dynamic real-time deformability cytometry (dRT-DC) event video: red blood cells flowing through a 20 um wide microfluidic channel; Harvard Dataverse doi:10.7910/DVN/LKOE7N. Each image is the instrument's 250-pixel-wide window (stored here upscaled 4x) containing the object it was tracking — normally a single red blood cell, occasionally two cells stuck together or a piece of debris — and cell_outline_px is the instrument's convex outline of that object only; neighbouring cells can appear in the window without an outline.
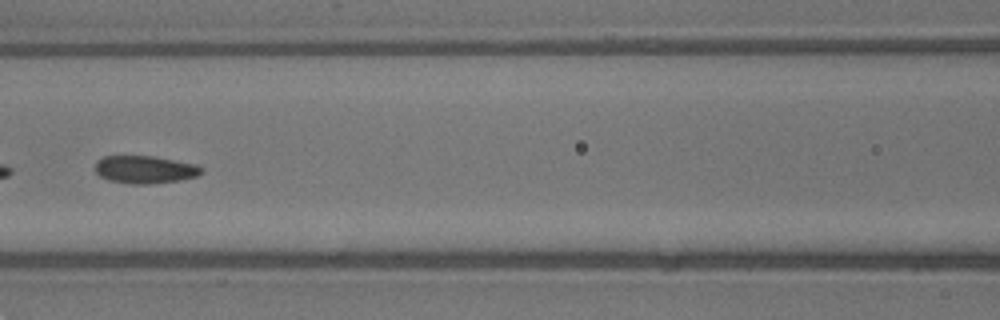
{"species": "common noctule bat (a hibernating species)", "species_latin": "Nyctalus noctula", "temperature_condition": "warm", "stored_images_in_passage": 38, "segment_of_instrument_passage": [2, 2], "camera_frame_rate_fps": 3000, "um_per_image_px": 0.085, "animal": {"sex": "male", "body_mass_g": 13.3}, "frame": {"image": 1, "passage_image": 25, "time_ms": 8.0, "image_size_px": [1000, 320], "cell_outline_px": [[204, 172], [196, 176], [180, 180], [152, 184], [132, 184], [108, 180], [100, 176], [96, 172], [96, 160], [104, 156], [156, 156], [196, 164], [204, 168]], "centroid_in_image_um": [12.35, 14.41], "position_along_channel_um": 154.3, "area_um2": 17.34}}
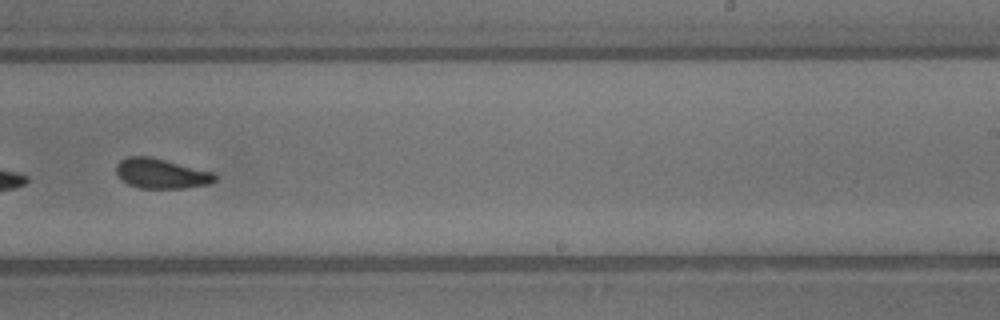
{"frame": {"image": 2, "passage_image": 34, "time_ms": 11.0, "image_size_px": [1000, 320], "cell_outline_px": [[216, 180], [208, 184], [184, 188], [140, 188], [128, 184], [116, 172], [116, 164], [120, 160], [128, 156], [148, 156], [212, 172], [216, 176]], "centroid_in_image_um": [13.68, 14.75], "position_along_channel_um": 275.3, "area_um2": 16.88}}